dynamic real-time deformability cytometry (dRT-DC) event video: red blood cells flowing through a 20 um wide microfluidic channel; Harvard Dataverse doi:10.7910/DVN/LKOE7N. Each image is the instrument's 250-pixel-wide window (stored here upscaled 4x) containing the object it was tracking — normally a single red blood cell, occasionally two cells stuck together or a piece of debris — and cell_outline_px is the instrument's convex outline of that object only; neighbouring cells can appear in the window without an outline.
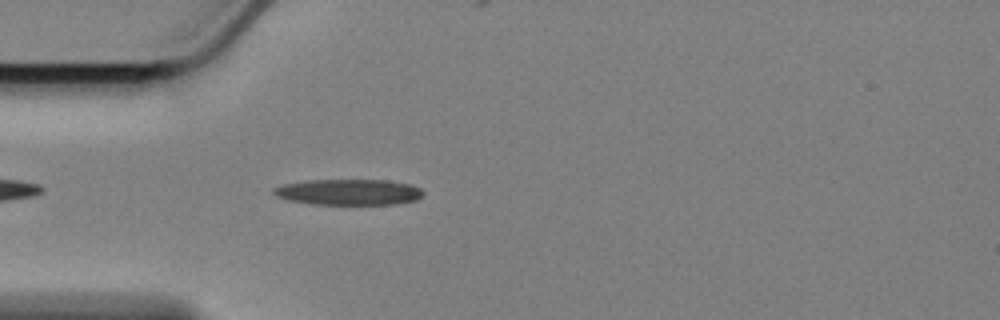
{"species": "Egyptian fruit bat (a non-hibernating species)", "species_latin": "Rousettus aegyptiacus", "temperature_condition": "cold", "stored_images_in_passage": 7, "camera_frame_rate_fps": 3000, "um_per_image_px": 0.085, "animal": {"sex": "female"}, "frame": {"image": 1, "passage_image": 4, "time_ms": 1.0, "image_size_px": [1000, 320], "cell_outline_px": [[424, 196], [416, 200], [396, 204], [312, 204], [288, 200], [276, 196], [272, 192], [272, 188], [284, 184], [308, 180], [388, 180], [412, 184], [420, 188], [424, 192]], "centroid_in_image_um": [29.67, 16.32], "position_along_channel_um": 55.3, "area_um2": 22.72}}